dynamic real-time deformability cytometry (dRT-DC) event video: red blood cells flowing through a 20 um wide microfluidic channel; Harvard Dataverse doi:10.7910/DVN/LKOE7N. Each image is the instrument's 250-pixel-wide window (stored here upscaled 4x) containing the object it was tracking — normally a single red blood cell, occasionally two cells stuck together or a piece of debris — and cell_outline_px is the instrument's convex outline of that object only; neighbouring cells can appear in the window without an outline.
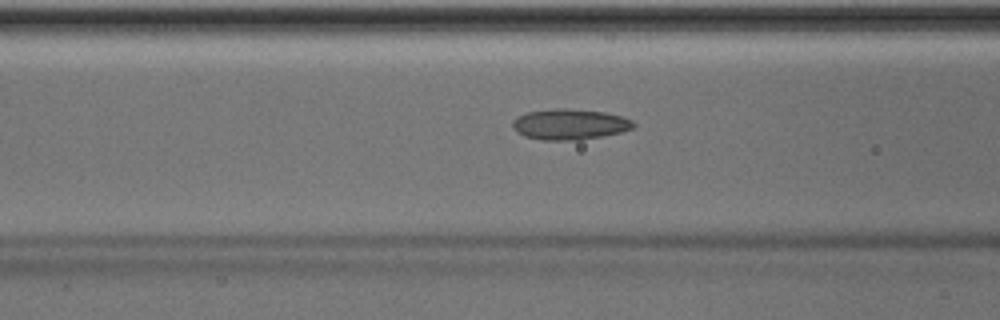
{"species": "Egyptian fruit bat (a non-hibernating species)", "species_latin": "Rousettus aegyptiacus", "temperature_condition": "room temperature", "stored_images_in_passage": 50, "camera_frame_rate_fps": 3000, "um_per_image_px": 0.085, "animal": {"sex": "male"}, "frame": {"image": 1, "passage_image": 20, "time_ms": 6.333, "image_size_px": [1000, 320], "cell_outline_px": [[636, 124], [632, 128], [620, 132], [604, 136], [576, 140], [540, 140], [524, 136], [516, 132], [512, 128], [512, 120], [516, 116], [528, 112], [556, 108], [568, 108], [604, 112], [620, 116], [632, 120]], "centroid_in_image_um": [48.38, 10.57], "position_along_channel_um": 118.2, "area_um2": 21.73}}
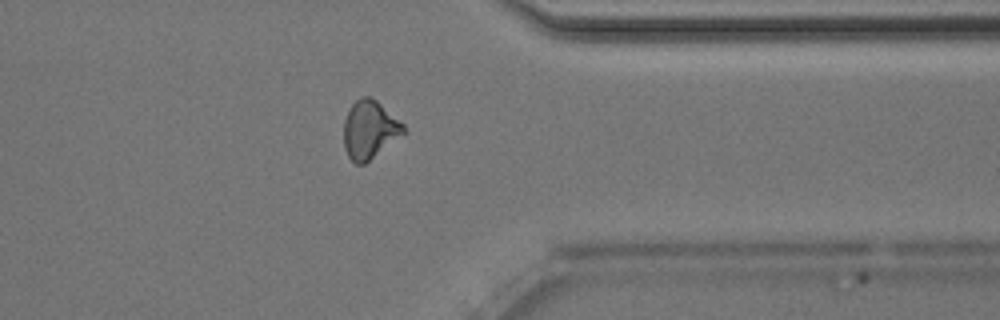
{"frame": {"image": 2, "passage_image": 40, "time_ms": 13.0, "image_size_px": [1000, 320], "cell_outline_px": [[404, 132], [364, 164], [356, 164], [348, 156], [344, 148], [344, 120], [352, 104], [360, 96], [372, 96], [404, 124]], "centroid_in_image_um": [31.38, 10.99], "position_along_channel_um": 380.0, "area_um2": 19.88}}
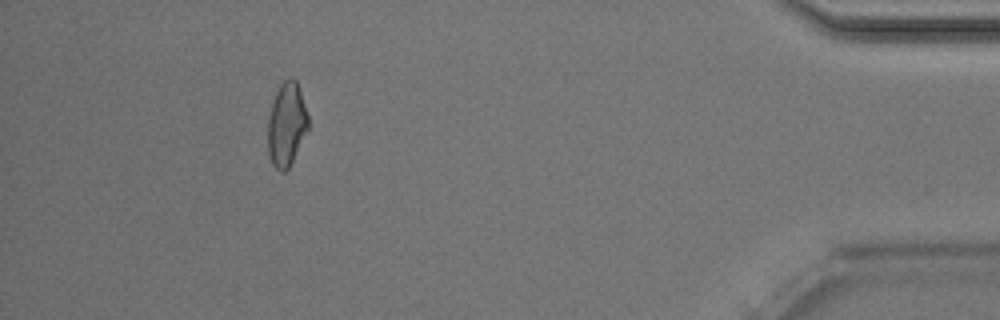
{"frame": {"image": 3, "passage_image": 46, "time_ms": 15.0, "image_size_px": [1000, 320], "cell_outline_px": [[308, 128], [288, 168], [284, 172], [280, 172], [272, 164], [268, 152], [268, 116], [276, 92], [280, 84], [284, 80], [296, 80], [308, 116]], "centroid_in_image_um": [24.33, 10.6], "position_along_channel_um": 410.9, "area_um2": 19.19}, "authors_computed_cell_mechanics": {"area_um2": 20.2589, "velocity_mm_per_s": 4.0372, "shape_relaxation_time_tau1_ms": null, "shape_relaxation_time_tau2_ms": 1.8083, "deformation_change_tau1": null, "deformation_change_tau2": 0.0902}}